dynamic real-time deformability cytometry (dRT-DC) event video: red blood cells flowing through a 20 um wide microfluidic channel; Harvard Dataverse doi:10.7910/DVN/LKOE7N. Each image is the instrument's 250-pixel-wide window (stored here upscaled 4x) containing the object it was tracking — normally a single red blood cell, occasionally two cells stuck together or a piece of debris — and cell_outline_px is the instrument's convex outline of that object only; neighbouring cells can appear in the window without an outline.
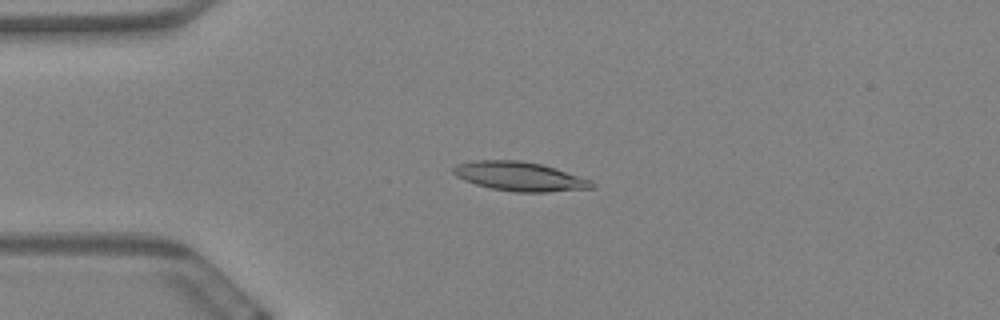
{"species": "Egyptian fruit bat (a non-hibernating species)", "species_latin": "Rousettus aegyptiacus", "temperature_condition": "warm", "stored_images_in_passage": 58, "camera_frame_rate_fps": 3000, "um_per_image_px": 0.085, "animal": {"sex": "female"}, "frame": {"image": 1, "passage_image": 14, "time_ms": 4.333, "image_size_px": [1000, 320], "cell_outline_px": [[596, 184], [592, 188], [544, 192], [516, 192], [488, 188], [464, 180], [456, 176], [452, 172], [452, 168], [456, 164], [476, 160], [516, 160], [540, 164], [592, 180]], "centroid_in_image_um": [44.13, 15.0], "position_along_channel_um": 40.9, "area_um2": 23.35}}
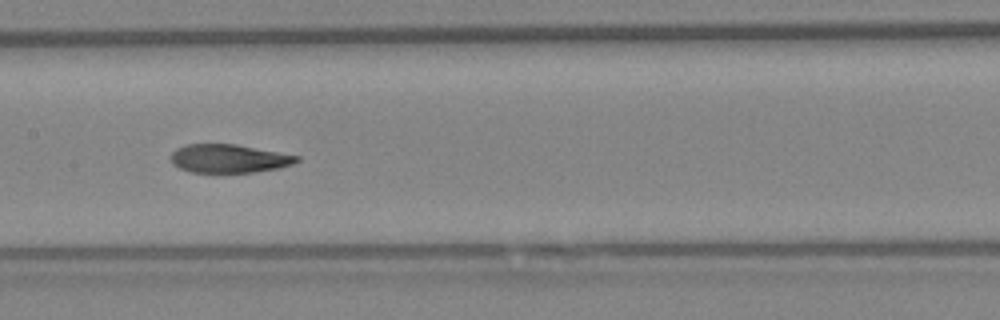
{"frame": {"image": 2, "passage_image": 29, "time_ms": 9.333, "image_size_px": [1000, 320], "cell_outline_px": [[300, 160], [292, 164], [280, 168], [252, 172], [220, 176], [192, 172], [180, 168], [172, 164], [172, 152], [176, 148], [188, 144], [236, 144], [300, 156]], "centroid_in_image_um": [19.45, 13.52], "position_along_channel_um": 188.0, "area_um2": 21.62}}
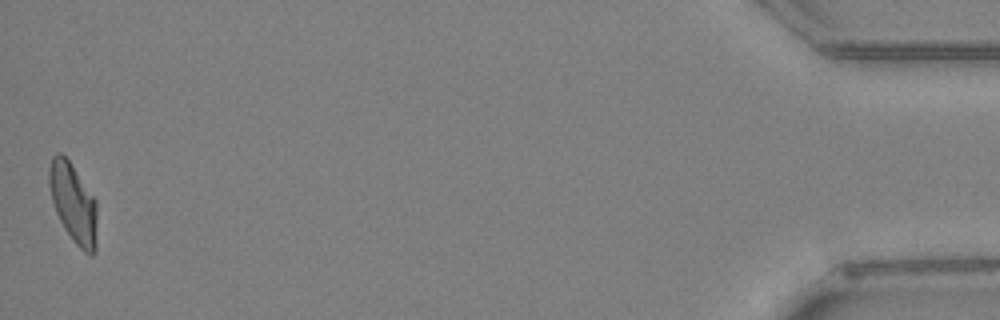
{"frame": {"image": 3, "passage_image": 58, "time_ms": 19.0, "image_size_px": [1000, 320], "cell_outline_px": [[96, 252], [92, 256], [84, 252], [72, 240], [64, 228], [56, 212], [52, 200], [48, 184], [48, 168], [52, 156], [56, 152], [60, 152], [68, 160], [96, 200]], "centroid_in_image_um": [6.21, 17.27], "position_along_channel_um": 429.0, "area_um2": 22.14}, "authors_computed_cell_mechanics": {"area_um2": 22.3397, "velocity_mm_per_s": 3.4816, "shape_relaxation_time_tau1_ms": 7.2956, "shape_relaxation_time_tau2_ms": 2.6287, "deformation_change_tau1": 0.201, "deformation_change_tau2": 0.0971}}